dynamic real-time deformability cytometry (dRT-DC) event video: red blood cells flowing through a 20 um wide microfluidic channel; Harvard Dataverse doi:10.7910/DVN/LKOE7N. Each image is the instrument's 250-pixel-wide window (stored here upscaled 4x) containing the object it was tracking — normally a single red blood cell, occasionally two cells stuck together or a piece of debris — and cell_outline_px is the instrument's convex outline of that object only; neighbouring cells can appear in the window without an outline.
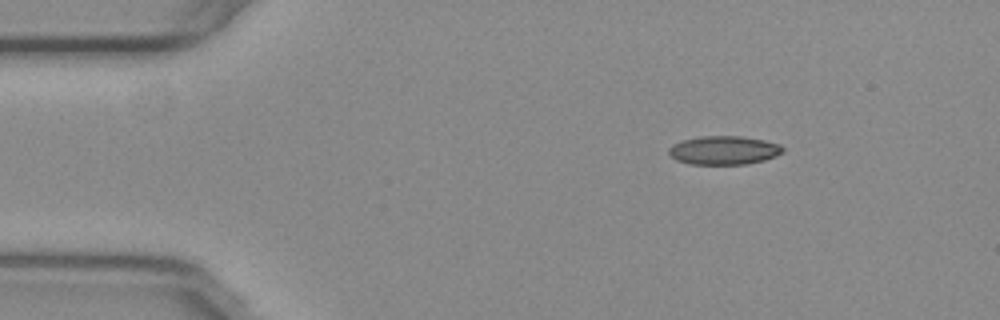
{"species": "common noctule bat (a hibernating species)", "species_latin": "Nyctalus noctula", "temperature_condition": "warm", "stored_images_in_passage": 47, "camera_frame_rate_fps": 3000, "um_per_image_px": 0.085, "animal": {"sex": "female", "body_mass_g": 29.2, "forearm_length_mm": 56.3}, "frame": {"image": 1, "passage_image": 1, "time_ms": 0.0, "image_size_px": [1000, 320], "cell_outline_px": [[784, 152], [776, 156], [764, 160], [744, 164], [692, 164], [676, 160], [668, 152], [668, 148], [672, 144], [680, 140], [700, 136], [740, 136], [764, 140], [780, 144], [784, 148]], "centroid_in_image_um": [61.52, 12.76], "position_along_channel_um": 23.5, "area_um2": 19.13}}
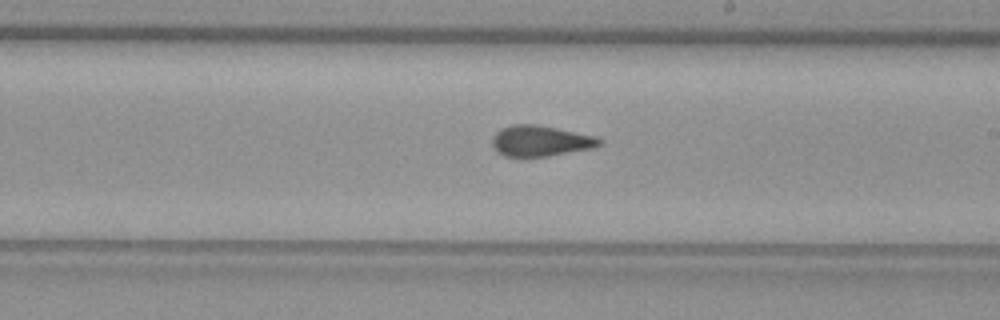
{"frame": {"image": 2, "passage_image": 24, "time_ms": 7.667, "image_size_px": [1000, 320], "cell_outline_px": [[604, 144], [592, 148], [548, 156], [504, 156], [496, 152], [492, 144], [492, 136], [496, 132], [512, 124], [536, 124], [596, 136], [604, 140]], "centroid_in_image_um": [45.96, 11.97], "position_along_channel_um": 243.0, "area_um2": 19.25}}
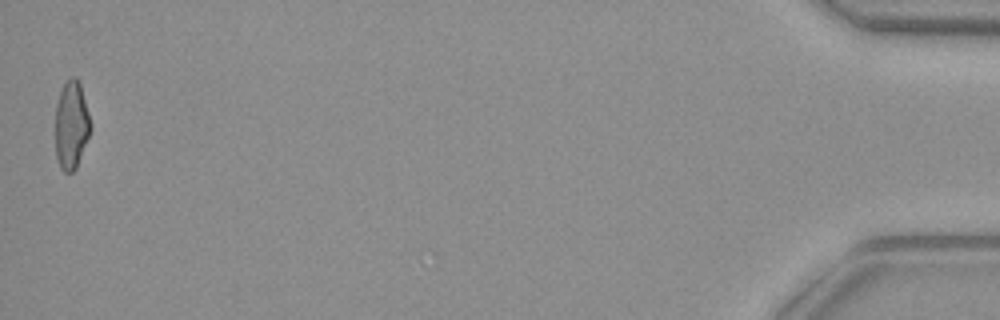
{"frame": {"image": 3, "passage_image": 47, "time_ms": 15.333, "image_size_px": [1000, 320], "cell_outline_px": [[92, 128], [76, 168], [72, 172], [64, 172], [60, 168], [56, 156], [56, 104], [60, 92], [64, 84], [72, 76], [76, 76], [80, 84], [92, 124]], "centroid_in_image_um": [6.08, 10.64], "position_along_channel_um": 429.1, "area_um2": 18.03}, "authors_computed_cell_mechanics": {"area_um2": 19.074, "velocity_mm_per_s": 3.7878, "shape_relaxation_time_tau1_ms": null, "shape_relaxation_time_tau2_ms": 1.2539, "deformation_change_tau1": null, "deformation_change_tau2": 0.0959}}